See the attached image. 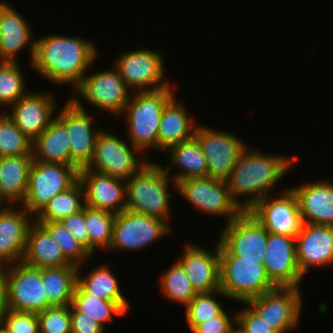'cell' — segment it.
Segmentation results:
<instances>
[{
	"instance_id": "6da1fadb",
	"label": "cell",
	"mask_w": 333,
	"mask_h": 333,
	"mask_svg": "<svg viewBox=\"0 0 333 333\" xmlns=\"http://www.w3.org/2000/svg\"><path fill=\"white\" fill-rule=\"evenodd\" d=\"M96 44L79 36L48 34L35 38L34 72L55 85L75 89L99 58Z\"/></svg>"
},
{
	"instance_id": "7a4b0ae2",
	"label": "cell",
	"mask_w": 333,
	"mask_h": 333,
	"mask_svg": "<svg viewBox=\"0 0 333 333\" xmlns=\"http://www.w3.org/2000/svg\"><path fill=\"white\" fill-rule=\"evenodd\" d=\"M248 147L226 181L232 200L242 211H250L259 201L272 195L277 183L298 159L296 156L264 154L261 149Z\"/></svg>"
},
{
	"instance_id": "3957f363",
	"label": "cell",
	"mask_w": 333,
	"mask_h": 333,
	"mask_svg": "<svg viewBox=\"0 0 333 333\" xmlns=\"http://www.w3.org/2000/svg\"><path fill=\"white\" fill-rule=\"evenodd\" d=\"M172 86L142 92H131L130 99L120 117L126 120L128 141L142 154L153 149L157 152V137L166 104L176 96ZM125 117V118H124Z\"/></svg>"
},
{
	"instance_id": "277c9868",
	"label": "cell",
	"mask_w": 333,
	"mask_h": 333,
	"mask_svg": "<svg viewBox=\"0 0 333 333\" xmlns=\"http://www.w3.org/2000/svg\"><path fill=\"white\" fill-rule=\"evenodd\" d=\"M159 162L149 161L126 182V209L164 220L171 226L170 184L176 183ZM171 182V183H170Z\"/></svg>"
},
{
	"instance_id": "5b68a950",
	"label": "cell",
	"mask_w": 333,
	"mask_h": 333,
	"mask_svg": "<svg viewBox=\"0 0 333 333\" xmlns=\"http://www.w3.org/2000/svg\"><path fill=\"white\" fill-rule=\"evenodd\" d=\"M224 225L218 238L220 257H240L264 264L269 232L250 211H242Z\"/></svg>"
},
{
	"instance_id": "8992f818",
	"label": "cell",
	"mask_w": 333,
	"mask_h": 333,
	"mask_svg": "<svg viewBox=\"0 0 333 333\" xmlns=\"http://www.w3.org/2000/svg\"><path fill=\"white\" fill-rule=\"evenodd\" d=\"M275 288L260 261L220 257V290L228 299L244 304Z\"/></svg>"
},
{
	"instance_id": "52a82bcc",
	"label": "cell",
	"mask_w": 333,
	"mask_h": 333,
	"mask_svg": "<svg viewBox=\"0 0 333 333\" xmlns=\"http://www.w3.org/2000/svg\"><path fill=\"white\" fill-rule=\"evenodd\" d=\"M78 180L77 167L34 160L21 206L35 217L55 195L69 189Z\"/></svg>"
},
{
	"instance_id": "ba28073f",
	"label": "cell",
	"mask_w": 333,
	"mask_h": 333,
	"mask_svg": "<svg viewBox=\"0 0 333 333\" xmlns=\"http://www.w3.org/2000/svg\"><path fill=\"white\" fill-rule=\"evenodd\" d=\"M172 226L164 220L126 209L115 214L110 248L113 251H142L171 234ZM171 232V233H170Z\"/></svg>"
},
{
	"instance_id": "9c48e42d",
	"label": "cell",
	"mask_w": 333,
	"mask_h": 333,
	"mask_svg": "<svg viewBox=\"0 0 333 333\" xmlns=\"http://www.w3.org/2000/svg\"><path fill=\"white\" fill-rule=\"evenodd\" d=\"M137 154L143 155L127 139L125 141V138L101 130L95 140L91 162L86 168L126 181L150 161L144 155L139 158Z\"/></svg>"
},
{
	"instance_id": "30bf717a",
	"label": "cell",
	"mask_w": 333,
	"mask_h": 333,
	"mask_svg": "<svg viewBox=\"0 0 333 333\" xmlns=\"http://www.w3.org/2000/svg\"><path fill=\"white\" fill-rule=\"evenodd\" d=\"M130 91L113 66L111 70H100L89 75L86 73L82 82L71 91L69 99L72 101H82L83 99L87 105L120 118L130 99Z\"/></svg>"
},
{
	"instance_id": "8fae6325",
	"label": "cell",
	"mask_w": 333,
	"mask_h": 333,
	"mask_svg": "<svg viewBox=\"0 0 333 333\" xmlns=\"http://www.w3.org/2000/svg\"><path fill=\"white\" fill-rule=\"evenodd\" d=\"M163 54L159 50L141 48L120 52L114 60L126 87L133 92L152 91L169 87Z\"/></svg>"
},
{
	"instance_id": "7c38bea8",
	"label": "cell",
	"mask_w": 333,
	"mask_h": 333,
	"mask_svg": "<svg viewBox=\"0 0 333 333\" xmlns=\"http://www.w3.org/2000/svg\"><path fill=\"white\" fill-rule=\"evenodd\" d=\"M176 191L191 207L201 213L227 219H235L242 209L232 200L226 181L211 177H192L176 183Z\"/></svg>"
},
{
	"instance_id": "4fadbf2b",
	"label": "cell",
	"mask_w": 333,
	"mask_h": 333,
	"mask_svg": "<svg viewBox=\"0 0 333 333\" xmlns=\"http://www.w3.org/2000/svg\"><path fill=\"white\" fill-rule=\"evenodd\" d=\"M0 274L7 286L8 309L38 313L49 308L42 269L20 262L0 268Z\"/></svg>"
},
{
	"instance_id": "5bb4252c",
	"label": "cell",
	"mask_w": 333,
	"mask_h": 333,
	"mask_svg": "<svg viewBox=\"0 0 333 333\" xmlns=\"http://www.w3.org/2000/svg\"><path fill=\"white\" fill-rule=\"evenodd\" d=\"M301 289L276 287L246 304L278 333L292 332L299 326L304 300Z\"/></svg>"
},
{
	"instance_id": "9a60e30c",
	"label": "cell",
	"mask_w": 333,
	"mask_h": 333,
	"mask_svg": "<svg viewBox=\"0 0 333 333\" xmlns=\"http://www.w3.org/2000/svg\"><path fill=\"white\" fill-rule=\"evenodd\" d=\"M209 127V128H208ZM207 160L208 177L227 181L242 152L248 146L237 134L199 125L194 136Z\"/></svg>"
},
{
	"instance_id": "2e32d148",
	"label": "cell",
	"mask_w": 333,
	"mask_h": 333,
	"mask_svg": "<svg viewBox=\"0 0 333 333\" xmlns=\"http://www.w3.org/2000/svg\"><path fill=\"white\" fill-rule=\"evenodd\" d=\"M65 101L64 106L58 108L56 118L65 126L69 136L71 166L80 170L91 162L95 140L102 129L94 125V117L82 101L69 98Z\"/></svg>"
},
{
	"instance_id": "e0dca14e",
	"label": "cell",
	"mask_w": 333,
	"mask_h": 333,
	"mask_svg": "<svg viewBox=\"0 0 333 333\" xmlns=\"http://www.w3.org/2000/svg\"><path fill=\"white\" fill-rule=\"evenodd\" d=\"M250 212L269 233L296 238L303 225L297 196L290 187L277 197L266 196Z\"/></svg>"
},
{
	"instance_id": "ac0fdd59",
	"label": "cell",
	"mask_w": 333,
	"mask_h": 333,
	"mask_svg": "<svg viewBox=\"0 0 333 333\" xmlns=\"http://www.w3.org/2000/svg\"><path fill=\"white\" fill-rule=\"evenodd\" d=\"M55 95L46 91H28L8 112L14 124L33 142L56 118Z\"/></svg>"
},
{
	"instance_id": "d6986e66",
	"label": "cell",
	"mask_w": 333,
	"mask_h": 333,
	"mask_svg": "<svg viewBox=\"0 0 333 333\" xmlns=\"http://www.w3.org/2000/svg\"><path fill=\"white\" fill-rule=\"evenodd\" d=\"M263 265L276 287L300 288L304 277L297 262L296 238L269 233Z\"/></svg>"
},
{
	"instance_id": "ffe728a7",
	"label": "cell",
	"mask_w": 333,
	"mask_h": 333,
	"mask_svg": "<svg viewBox=\"0 0 333 333\" xmlns=\"http://www.w3.org/2000/svg\"><path fill=\"white\" fill-rule=\"evenodd\" d=\"M215 245V248L209 251L193 241H188L183 247L182 256L177 258L197 294L220 290L219 241Z\"/></svg>"
},
{
	"instance_id": "44dd1931",
	"label": "cell",
	"mask_w": 333,
	"mask_h": 333,
	"mask_svg": "<svg viewBox=\"0 0 333 333\" xmlns=\"http://www.w3.org/2000/svg\"><path fill=\"white\" fill-rule=\"evenodd\" d=\"M85 205L114 214L126 210V182L86 167L79 170Z\"/></svg>"
},
{
	"instance_id": "7402d4cb",
	"label": "cell",
	"mask_w": 333,
	"mask_h": 333,
	"mask_svg": "<svg viewBox=\"0 0 333 333\" xmlns=\"http://www.w3.org/2000/svg\"><path fill=\"white\" fill-rule=\"evenodd\" d=\"M296 252L298 266L304 278L311 268L332 267L333 226L303 223L296 237Z\"/></svg>"
},
{
	"instance_id": "603a6c76",
	"label": "cell",
	"mask_w": 333,
	"mask_h": 333,
	"mask_svg": "<svg viewBox=\"0 0 333 333\" xmlns=\"http://www.w3.org/2000/svg\"><path fill=\"white\" fill-rule=\"evenodd\" d=\"M29 21L12 5L0 0V62H19V52L29 47V66L35 53V38L32 37Z\"/></svg>"
},
{
	"instance_id": "cb8c5ba5",
	"label": "cell",
	"mask_w": 333,
	"mask_h": 333,
	"mask_svg": "<svg viewBox=\"0 0 333 333\" xmlns=\"http://www.w3.org/2000/svg\"><path fill=\"white\" fill-rule=\"evenodd\" d=\"M16 207L7 205L0 210V268L22 261L28 230L34 221L21 205Z\"/></svg>"
},
{
	"instance_id": "d4e9b609",
	"label": "cell",
	"mask_w": 333,
	"mask_h": 333,
	"mask_svg": "<svg viewBox=\"0 0 333 333\" xmlns=\"http://www.w3.org/2000/svg\"><path fill=\"white\" fill-rule=\"evenodd\" d=\"M296 194L303 223L333 226V182L319 180L290 187Z\"/></svg>"
},
{
	"instance_id": "484cf974",
	"label": "cell",
	"mask_w": 333,
	"mask_h": 333,
	"mask_svg": "<svg viewBox=\"0 0 333 333\" xmlns=\"http://www.w3.org/2000/svg\"><path fill=\"white\" fill-rule=\"evenodd\" d=\"M175 96L166 104L157 137V151L163 153L173 145L192 139L198 123L192 120L187 106Z\"/></svg>"
},
{
	"instance_id": "4316f807",
	"label": "cell",
	"mask_w": 333,
	"mask_h": 333,
	"mask_svg": "<svg viewBox=\"0 0 333 333\" xmlns=\"http://www.w3.org/2000/svg\"><path fill=\"white\" fill-rule=\"evenodd\" d=\"M21 262L38 269L73 265L64 257L61 248L53 240L49 231L35 220L28 230Z\"/></svg>"
},
{
	"instance_id": "83f0119b",
	"label": "cell",
	"mask_w": 333,
	"mask_h": 333,
	"mask_svg": "<svg viewBox=\"0 0 333 333\" xmlns=\"http://www.w3.org/2000/svg\"><path fill=\"white\" fill-rule=\"evenodd\" d=\"M33 161V155L0 157V197L7 205L23 203Z\"/></svg>"
},
{
	"instance_id": "f1b7e54d",
	"label": "cell",
	"mask_w": 333,
	"mask_h": 333,
	"mask_svg": "<svg viewBox=\"0 0 333 333\" xmlns=\"http://www.w3.org/2000/svg\"><path fill=\"white\" fill-rule=\"evenodd\" d=\"M166 151L171 163L167 167L164 165L162 167L170 177V169L177 168L178 171L171 177L175 183L187 178L208 176L207 160L195 137L173 145Z\"/></svg>"
},
{
	"instance_id": "f546056e",
	"label": "cell",
	"mask_w": 333,
	"mask_h": 333,
	"mask_svg": "<svg viewBox=\"0 0 333 333\" xmlns=\"http://www.w3.org/2000/svg\"><path fill=\"white\" fill-rule=\"evenodd\" d=\"M65 126L55 118L33 141V159L71 166L70 142Z\"/></svg>"
},
{
	"instance_id": "4dcf8cb0",
	"label": "cell",
	"mask_w": 333,
	"mask_h": 333,
	"mask_svg": "<svg viewBox=\"0 0 333 333\" xmlns=\"http://www.w3.org/2000/svg\"><path fill=\"white\" fill-rule=\"evenodd\" d=\"M81 266L77 270V284L89 295L103 297V300L118 302L127 312L130 311L128 298L123 295L119 280L107 264H101L87 275H82Z\"/></svg>"
},
{
	"instance_id": "1f68e13d",
	"label": "cell",
	"mask_w": 333,
	"mask_h": 333,
	"mask_svg": "<svg viewBox=\"0 0 333 333\" xmlns=\"http://www.w3.org/2000/svg\"><path fill=\"white\" fill-rule=\"evenodd\" d=\"M77 270L76 265L42 268V283L49 307L71 305L77 284Z\"/></svg>"
},
{
	"instance_id": "d6a6232c",
	"label": "cell",
	"mask_w": 333,
	"mask_h": 333,
	"mask_svg": "<svg viewBox=\"0 0 333 333\" xmlns=\"http://www.w3.org/2000/svg\"><path fill=\"white\" fill-rule=\"evenodd\" d=\"M85 206L83 186L78 180L69 189L55 195L34 217L37 222H59L76 214Z\"/></svg>"
},
{
	"instance_id": "836d02e7",
	"label": "cell",
	"mask_w": 333,
	"mask_h": 333,
	"mask_svg": "<svg viewBox=\"0 0 333 333\" xmlns=\"http://www.w3.org/2000/svg\"><path fill=\"white\" fill-rule=\"evenodd\" d=\"M71 305L85 316L94 319L106 329V324L112 322L113 315L124 316L128 312L116 301L103 300L87 294L76 284Z\"/></svg>"
},
{
	"instance_id": "e575fe53",
	"label": "cell",
	"mask_w": 333,
	"mask_h": 333,
	"mask_svg": "<svg viewBox=\"0 0 333 333\" xmlns=\"http://www.w3.org/2000/svg\"><path fill=\"white\" fill-rule=\"evenodd\" d=\"M114 220V213L85 205V225L89 235V253L92 256H95L98 249L109 250Z\"/></svg>"
},
{
	"instance_id": "d590c367",
	"label": "cell",
	"mask_w": 333,
	"mask_h": 333,
	"mask_svg": "<svg viewBox=\"0 0 333 333\" xmlns=\"http://www.w3.org/2000/svg\"><path fill=\"white\" fill-rule=\"evenodd\" d=\"M159 282L160 291L164 297L184 307L197 295L189 277L177 260L161 274Z\"/></svg>"
},
{
	"instance_id": "8d00e7d4",
	"label": "cell",
	"mask_w": 333,
	"mask_h": 333,
	"mask_svg": "<svg viewBox=\"0 0 333 333\" xmlns=\"http://www.w3.org/2000/svg\"><path fill=\"white\" fill-rule=\"evenodd\" d=\"M19 62H0V105L7 108L29 90Z\"/></svg>"
},
{
	"instance_id": "74e56055",
	"label": "cell",
	"mask_w": 333,
	"mask_h": 333,
	"mask_svg": "<svg viewBox=\"0 0 333 333\" xmlns=\"http://www.w3.org/2000/svg\"><path fill=\"white\" fill-rule=\"evenodd\" d=\"M217 295L224 296L227 299V295L221 290H218L212 293L197 294L186 306V309L184 310L185 319L190 331H192L197 325L204 323L211 318H215L225 311L223 305L217 300Z\"/></svg>"
},
{
	"instance_id": "f35d334b",
	"label": "cell",
	"mask_w": 333,
	"mask_h": 333,
	"mask_svg": "<svg viewBox=\"0 0 333 333\" xmlns=\"http://www.w3.org/2000/svg\"><path fill=\"white\" fill-rule=\"evenodd\" d=\"M0 110V157L32 154V141Z\"/></svg>"
},
{
	"instance_id": "ab89813d",
	"label": "cell",
	"mask_w": 333,
	"mask_h": 333,
	"mask_svg": "<svg viewBox=\"0 0 333 333\" xmlns=\"http://www.w3.org/2000/svg\"><path fill=\"white\" fill-rule=\"evenodd\" d=\"M59 245L64 257L73 265L82 266L93 256L65 229L60 222H39Z\"/></svg>"
},
{
	"instance_id": "60d3db41",
	"label": "cell",
	"mask_w": 333,
	"mask_h": 333,
	"mask_svg": "<svg viewBox=\"0 0 333 333\" xmlns=\"http://www.w3.org/2000/svg\"><path fill=\"white\" fill-rule=\"evenodd\" d=\"M36 315L39 333H71L70 305L52 306Z\"/></svg>"
},
{
	"instance_id": "b9f144b4",
	"label": "cell",
	"mask_w": 333,
	"mask_h": 333,
	"mask_svg": "<svg viewBox=\"0 0 333 333\" xmlns=\"http://www.w3.org/2000/svg\"><path fill=\"white\" fill-rule=\"evenodd\" d=\"M235 313L236 327L240 333H278L262 320L246 303Z\"/></svg>"
},
{
	"instance_id": "7bdbcfd3",
	"label": "cell",
	"mask_w": 333,
	"mask_h": 333,
	"mask_svg": "<svg viewBox=\"0 0 333 333\" xmlns=\"http://www.w3.org/2000/svg\"><path fill=\"white\" fill-rule=\"evenodd\" d=\"M3 326L9 333H39L36 313L8 309Z\"/></svg>"
},
{
	"instance_id": "ee69618b",
	"label": "cell",
	"mask_w": 333,
	"mask_h": 333,
	"mask_svg": "<svg viewBox=\"0 0 333 333\" xmlns=\"http://www.w3.org/2000/svg\"><path fill=\"white\" fill-rule=\"evenodd\" d=\"M59 222L89 252V235L85 225V206L80 212L63 218Z\"/></svg>"
},
{
	"instance_id": "f6af8a7d",
	"label": "cell",
	"mask_w": 333,
	"mask_h": 333,
	"mask_svg": "<svg viewBox=\"0 0 333 333\" xmlns=\"http://www.w3.org/2000/svg\"><path fill=\"white\" fill-rule=\"evenodd\" d=\"M224 311L221 315L211 318L204 323L197 325L191 332L192 333H232L236 327V317L230 316ZM233 319V320H232Z\"/></svg>"
},
{
	"instance_id": "bcb514c9",
	"label": "cell",
	"mask_w": 333,
	"mask_h": 333,
	"mask_svg": "<svg viewBox=\"0 0 333 333\" xmlns=\"http://www.w3.org/2000/svg\"><path fill=\"white\" fill-rule=\"evenodd\" d=\"M71 333H106V329L94 319L85 316L70 305Z\"/></svg>"
},
{
	"instance_id": "7dc6e473",
	"label": "cell",
	"mask_w": 333,
	"mask_h": 333,
	"mask_svg": "<svg viewBox=\"0 0 333 333\" xmlns=\"http://www.w3.org/2000/svg\"><path fill=\"white\" fill-rule=\"evenodd\" d=\"M7 311H8L7 286L4 278L0 274V327L3 326V322L5 320Z\"/></svg>"
},
{
	"instance_id": "c3c4849f",
	"label": "cell",
	"mask_w": 333,
	"mask_h": 333,
	"mask_svg": "<svg viewBox=\"0 0 333 333\" xmlns=\"http://www.w3.org/2000/svg\"><path fill=\"white\" fill-rule=\"evenodd\" d=\"M6 206H7V204L0 197V210H2Z\"/></svg>"
},
{
	"instance_id": "681fc988",
	"label": "cell",
	"mask_w": 333,
	"mask_h": 333,
	"mask_svg": "<svg viewBox=\"0 0 333 333\" xmlns=\"http://www.w3.org/2000/svg\"><path fill=\"white\" fill-rule=\"evenodd\" d=\"M0 333H9L4 326L0 327Z\"/></svg>"
},
{
	"instance_id": "f907efd6",
	"label": "cell",
	"mask_w": 333,
	"mask_h": 333,
	"mask_svg": "<svg viewBox=\"0 0 333 333\" xmlns=\"http://www.w3.org/2000/svg\"><path fill=\"white\" fill-rule=\"evenodd\" d=\"M232 333H240V332H238V331L235 329Z\"/></svg>"
}]
</instances>
